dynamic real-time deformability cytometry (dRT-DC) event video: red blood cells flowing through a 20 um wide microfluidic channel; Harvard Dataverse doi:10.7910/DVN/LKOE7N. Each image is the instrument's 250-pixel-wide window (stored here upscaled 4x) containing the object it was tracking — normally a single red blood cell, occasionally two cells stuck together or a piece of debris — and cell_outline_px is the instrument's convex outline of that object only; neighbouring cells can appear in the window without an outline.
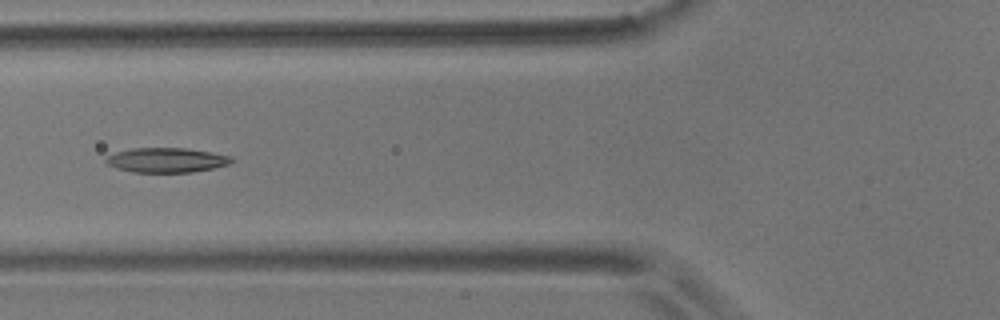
{"species": "common noctule bat (a hibernating species)", "species_latin": "Nyctalus noctula", "temperature_condition": "room temperature", "stored_images_in_passage": 10, "camera_frame_rate_fps": 3000, "um_per_image_px": 0.085, "animal": {"sex": "male", "body_mass_g": 17.9}, "frame": {"image": 1, "passage_image": 6, "time_ms": 1.667, "image_size_px": [1000, 320], "cell_outline_px": [[232, 160], [228, 164], [212, 168], [192, 172], [132, 172], [116, 168], [108, 164], [104, 160], [108, 156], [116, 152], [132, 148], [184, 148], [212, 152], [232, 156]], "centroid_in_image_um": [14.13, 13.6], "position_along_channel_um": 111.7, "area_um2": 17.92}}
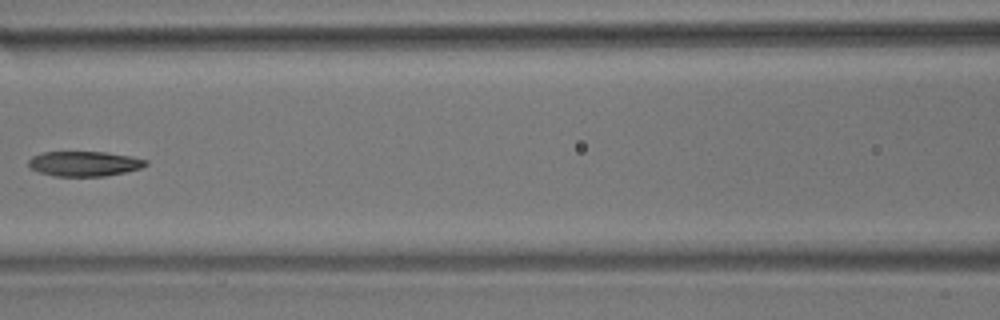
{"frame": {"image": 2, "passage_image": 7, "time_ms": 2.0, "image_size_px": [1000, 320], "cell_outline_px": [[148, 164], [140, 168], [124, 172], [104, 176], [56, 176], [40, 172], [28, 168], [28, 160], [32, 156], [44, 152], [108, 152], [132, 156], [148, 160]], "centroid_in_image_um": [7.16, 13.9], "position_along_channel_um": 159.4, "area_um2": 17.11}}